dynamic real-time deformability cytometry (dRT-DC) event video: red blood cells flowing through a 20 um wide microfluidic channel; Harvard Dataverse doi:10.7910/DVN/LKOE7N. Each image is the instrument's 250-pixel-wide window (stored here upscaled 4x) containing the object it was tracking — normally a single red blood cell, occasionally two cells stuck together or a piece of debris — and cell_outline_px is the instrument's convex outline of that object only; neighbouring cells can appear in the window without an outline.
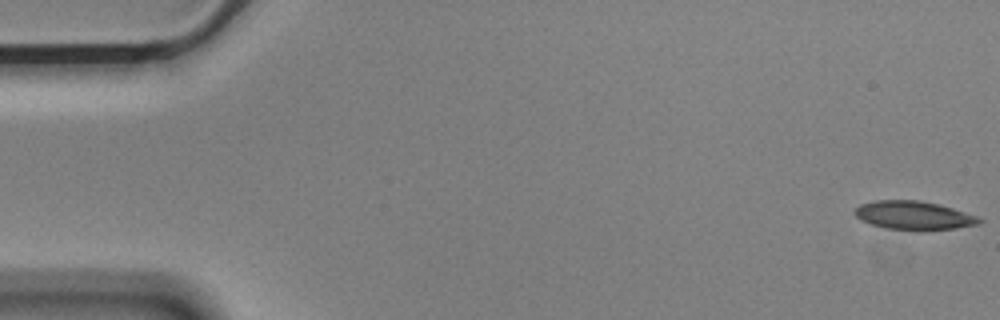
{"species": "Egyptian fruit bat (a non-hibernating species)", "species_latin": "Rousettus aegyptiacus", "temperature_condition": "cold", "stored_images_in_passage": 56, "camera_frame_rate_fps": 3000, "um_per_image_px": 0.085, "animal": {"sex": "male"}, "frame": {"image": 1, "passage_image": 1, "time_ms": 0.0, "image_size_px": [1000, 320], "cell_outline_px": [[984, 220], [980, 224], [956, 228], [924, 232], [920, 232], [884, 228], [872, 224], [856, 216], [852, 212], [860, 204], [876, 200], [920, 200], [940, 204], [976, 216]], "centroid_in_image_um": [77.69, 18.33], "position_along_channel_um": 7.3, "area_um2": 21.15}}
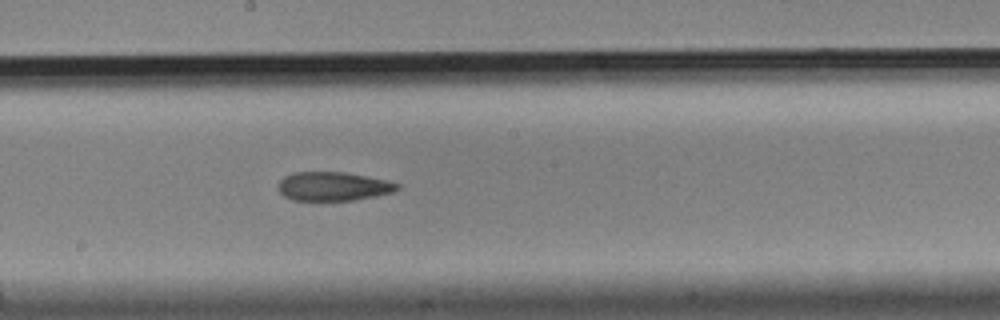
{"frame": {"image": 2, "passage_image": 30, "time_ms": 9.667, "image_size_px": [1000, 320], "cell_outline_px": [[400, 188], [392, 192], [376, 196], [352, 200], [292, 200], [284, 196], [280, 192], [280, 180], [284, 176], [292, 172], [344, 172], [388, 180], [400, 184]], "centroid_in_image_um": [28.34, 15.83], "position_along_channel_um": 219.9, "area_um2": 19.94}}
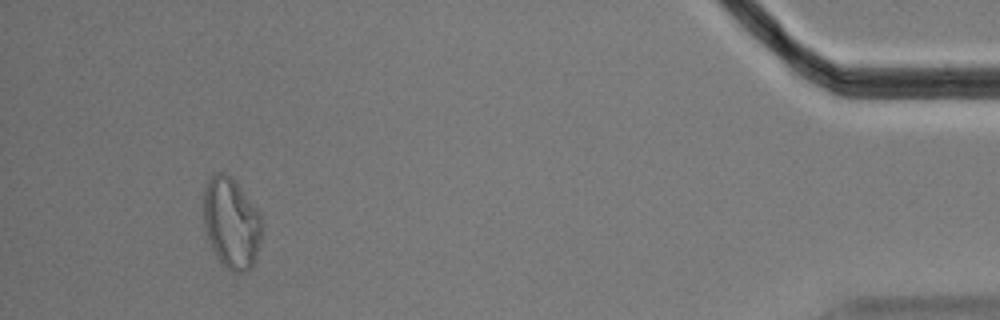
{"frame": {"image": 3, "passage_image": 52, "time_ms": 17.0, "image_size_px": [1000, 320], "cell_outline_px": [[260, 240], [252, 268], [248, 272], [232, 272], [224, 268], [212, 248], [208, 240], [204, 224], [204, 188], [208, 176], [216, 172], [224, 172], [240, 188], [260, 212]], "centroid_in_image_um": [19.64, 18.98], "position_along_channel_um": 415.6, "area_um2": 30.69}}